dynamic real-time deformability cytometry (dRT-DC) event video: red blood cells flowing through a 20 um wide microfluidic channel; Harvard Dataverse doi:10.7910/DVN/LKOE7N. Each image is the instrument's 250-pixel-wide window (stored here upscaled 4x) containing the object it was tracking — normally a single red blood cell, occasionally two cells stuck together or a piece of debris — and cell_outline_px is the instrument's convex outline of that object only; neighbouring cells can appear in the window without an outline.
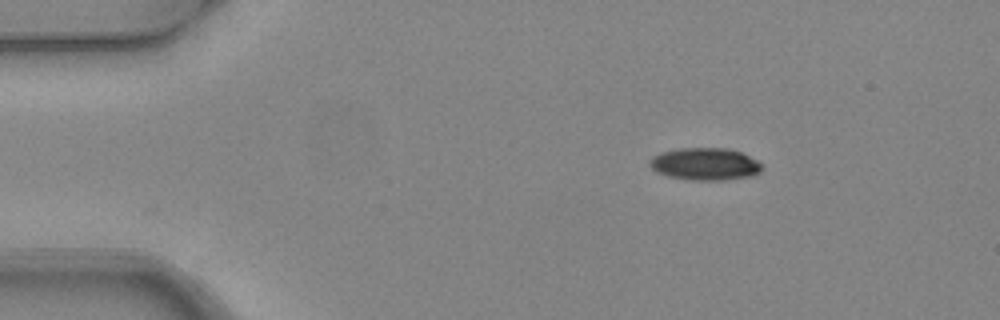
{"species": "common noctule bat (a hibernating species)", "species_latin": "Nyctalus noctula", "temperature_condition": "warm", "stored_images_in_passage": 4, "camera_frame_rate_fps": 3000, "um_per_image_px": 0.085, "animal": {"sex": "female", "body_mass_g": 24.6, "forearm_length_mm": 56.2}, "frame": {"image": 1, "passage_image": 2, "time_ms": 0.333, "image_size_px": [1000, 320], "cell_outline_px": [[764, 168], [760, 172], [752, 176], [724, 180], [692, 180], [668, 176], [656, 172], [648, 164], [652, 156], [664, 152], [680, 148], [728, 148], [740, 152], [756, 160]], "centroid_in_image_um": [59.93, 13.95], "position_along_channel_um": 25.1, "area_um2": 21.1}}